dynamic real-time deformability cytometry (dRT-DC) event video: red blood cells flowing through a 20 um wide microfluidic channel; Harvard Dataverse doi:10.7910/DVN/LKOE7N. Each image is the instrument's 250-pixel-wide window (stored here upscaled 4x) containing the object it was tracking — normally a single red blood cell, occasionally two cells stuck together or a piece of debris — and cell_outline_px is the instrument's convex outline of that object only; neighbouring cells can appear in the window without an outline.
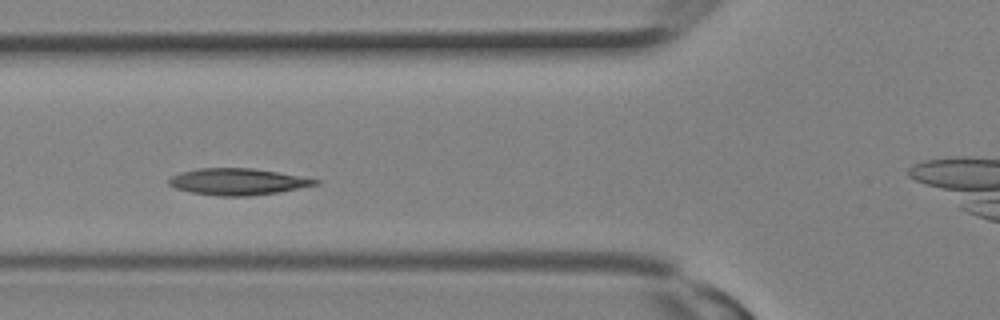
{"species": "Egyptian fruit bat (a non-hibernating species)", "species_latin": "Rousettus aegyptiacus", "temperature_condition": "room temperature", "stored_images_in_passage": 14, "camera_frame_rate_fps": 3000, "um_per_image_px": 0.085, "animal": {"sex": "female"}, "frame": {"image": 1, "passage_image": 5, "time_ms": 1.333, "image_size_px": [1000, 320], "cell_outline_px": [[320, 184], [280, 192], [248, 196], [216, 196], [192, 192], [176, 188], [168, 184], [168, 180], [172, 176], [180, 172], [200, 168], [252, 168], [276, 172], [320, 180]], "centroid_in_image_um": [20.2, 15.45], "position_along_channel_um": 105.6, "area_um2": 22.54}}
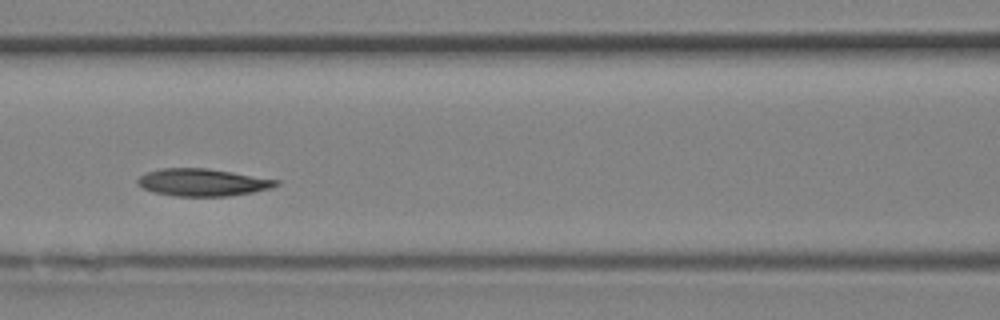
{"frame": {"image": 2, "passage_image": 7, "time_ms": 2.0, "image_size_px": [1000, 320], "cell_outline_px": [[280, 184], [272, 188], [252, 192], [228, 196], [176, 196], [152, 192], [144, 188], [136, 180], [140, 176], [148, 172], [160, 168], [208, 168], [280, 180]], "centroid_in_image_um": [17.25, 15.5], "position_along_channel_um": 149.4, "area_um2": 22.02}}
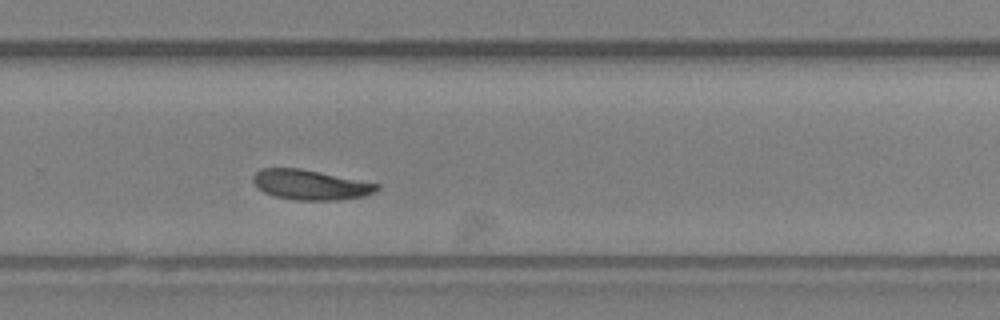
{"frame": {"image": 3, "passage_image": 14, "time_ms": 4.333, "image_size_px": [1000, 320], "cell_outline_px": [[380, 188], [364, 196], [336, 200], [296, 200], [276, 196], [264, 192], [252, 180], [252, 176], [260, 168], [300, 168], [380, 184]], "centroid_in_image_um": [26.38, 15.7], "position_along_channel_um": 303.4, "area_um2": 21.39}}